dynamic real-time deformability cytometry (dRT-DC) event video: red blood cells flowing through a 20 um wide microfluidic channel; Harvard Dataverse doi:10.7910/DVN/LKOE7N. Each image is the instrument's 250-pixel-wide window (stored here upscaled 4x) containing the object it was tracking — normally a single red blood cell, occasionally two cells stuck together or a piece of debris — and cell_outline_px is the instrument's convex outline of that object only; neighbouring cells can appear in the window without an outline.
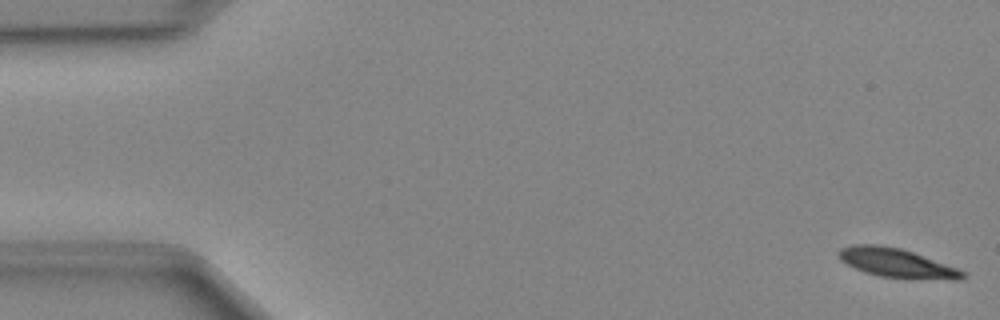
{"species": "Egyptian fruit bat (a non-hibernating species)", "species_latin": "Rousettus aegyptiacus", "temperature_condition": "cold", "stored_images_in_passage": 49, "camera_frame_rate_fps": 3000, "um_per_image_px": 0.085, "animal": {"sex": "female"}, "frame": {"image": 1, "passage_image": 1, "time_ms": 0.0, "image_size_px": [1000, 320], "cell_outline_px": [[968, 276], [964, 280], [952, 280], [880, 276], [864, 272], [840, 260], [836, 252], [840, 248], [852, 244], [880, 244], [900, 248], [960, 268]], "centroid_in_image_um": [76.25, 22.34], "position_along_channel_um": 8.8, "area_um2": 21.1}}
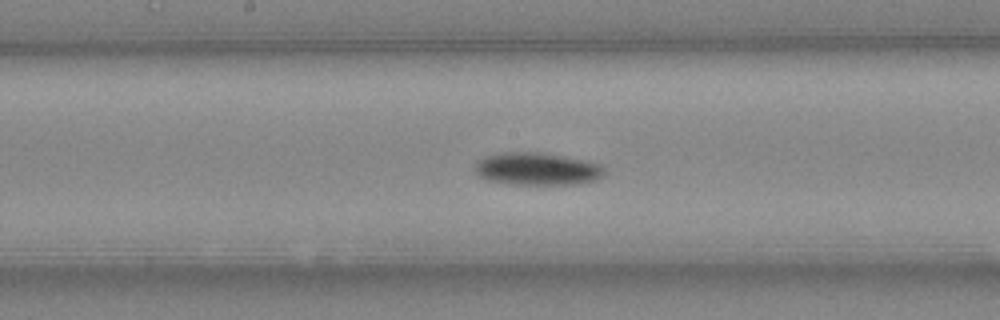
{"frame": {"image": 2, "passage_image": 25, "time_ms": 8.0, "image_size_px": [1000, 320], "cell_outline_px": [[604, 172], [596, 180], [580, 184], [512, 184], [488, 180], [480, 176], [472, 168], [476, 160], [484, 156], [504, 152], [540, 152], [600, 164], [604, 168]], "centroid_in_image_um": [45.58, 14.36], "position_along_channel_um": 202.6, "area_um2": 24.45}}
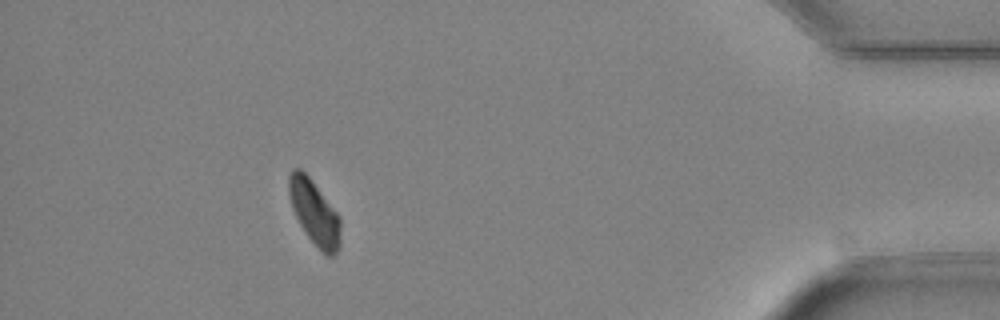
{"frame": {"image": 3, "passage_image": 44, "time_ms": 14.333, "image_size_px": [1000, 320], "cell_outline_px": [[340, 248], [332, 256], [328, 256], [308, 236], [300, 224], [292, 208], [288, 192], [288, 176], [292, 168], [300, 168], [308, 176], [340, 216]], "centroid_in_image_um": [26.72, 18.03], "position_along_channel_um": 408.5, "area_um2": 19.13}}